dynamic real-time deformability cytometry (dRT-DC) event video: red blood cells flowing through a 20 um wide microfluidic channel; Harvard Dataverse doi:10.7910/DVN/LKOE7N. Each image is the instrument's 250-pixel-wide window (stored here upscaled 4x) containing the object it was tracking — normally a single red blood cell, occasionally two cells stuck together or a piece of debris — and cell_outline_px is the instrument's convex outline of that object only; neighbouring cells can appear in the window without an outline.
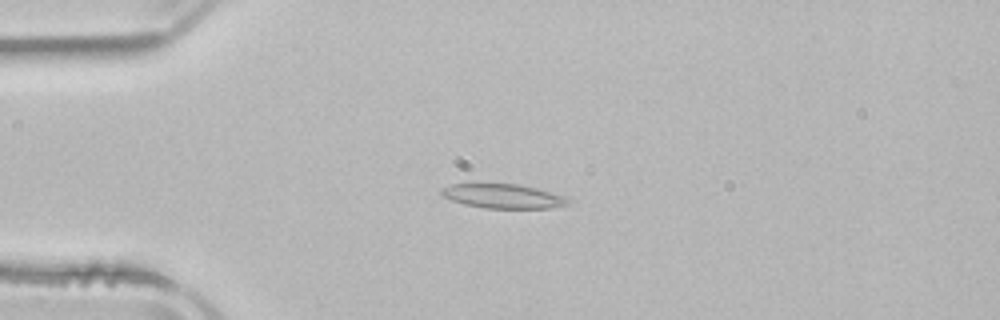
{"species": "common noctule bat (a hibernating species)", "species_latin": "Nyctalus noctula", "temperature_condition": "room temperature", "stored_images_in_passage": 5, "camera_frame_rate_fps": 3000, "um_per_image_px": 0.085, "animal": {"sex": "male", "body_mass_g": 21.5, "forearm_length_mm": 52.0}, "frame": {"image": 1, "passage_image": 4, "time_ms": 4.0, "image_size_px": [1000, 320], "cell_outline_px": [[576, 200], [568, 204], [552, 208], [484, 208], [464, 204], [440, 196], [440, 188], [452, 184], [520, 184], [568, 196]], "centroid_in_image_um": [42.83, 16.68], "position_along_channel_um": 42.2, "area_um2": 18.26}}